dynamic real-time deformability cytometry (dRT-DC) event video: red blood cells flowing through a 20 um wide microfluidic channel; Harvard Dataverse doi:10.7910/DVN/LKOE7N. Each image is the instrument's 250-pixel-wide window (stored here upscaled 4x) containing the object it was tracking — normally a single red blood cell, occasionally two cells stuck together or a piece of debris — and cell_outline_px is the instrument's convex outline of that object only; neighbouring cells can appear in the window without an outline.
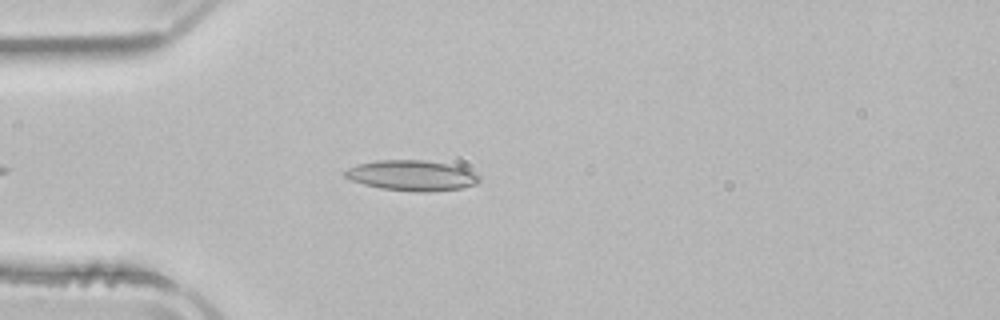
{"species": "common noctule bat (a hibernating species)", "species_latin": "Nyctalus noctula", "temperature_condition": "room temperature", "stored_images_in_passage": 35, "camera_frame_rate_fps": 3000, "um_per_image_px": 0.085, "animal": {"sex": "male", "body_mass_g": 21.5, "forearm_length_mm": 52.0}, "frame": {"image": 1, "passage_image": 7, "time_ms": 2.0, "image_size_px": [1000, 320], "cell_outline_px": [[480, 180], [476, 184], [460, 188], [432, 192], [420, 192], [380, 188], [364, 184], [352, 180], [344, 176], [344, 172], [348, 168], [356, 164], [376, 160], [424, 160], [464, 168], [480, 176]], "centroid_in_image_um": [34.98, 14.92], "position_along_channel_um": 50.0, "area_um2": 23.64}}
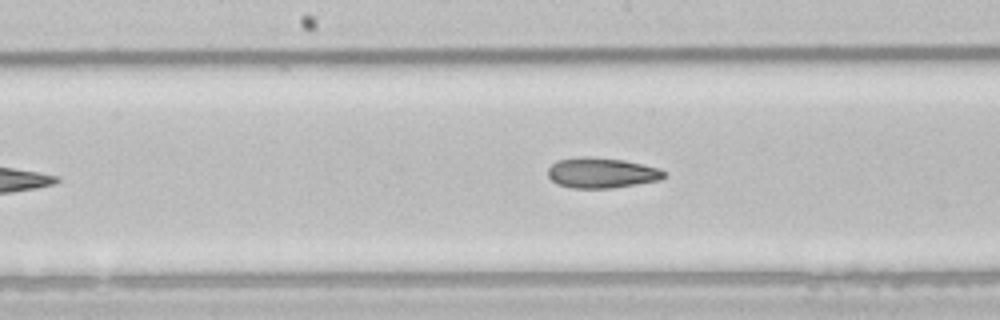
{"frame": {"image": 2, "passage_image": 19, "time_ms": 6.0, "image_size_px": [1000, 320], "cell_outline_px": [[668, 176], [660, 180], [612, 188], [572, 188], [556, 184], [548, 176], [548, 168], [556, 160], [580, 156], [588, 156], [624, 160], [660, 168], [668, 172]], "centroid_in_image_um": [51.16, 14.69], "position_along_channel_um": 197.0, "area_um2": 20.87}}
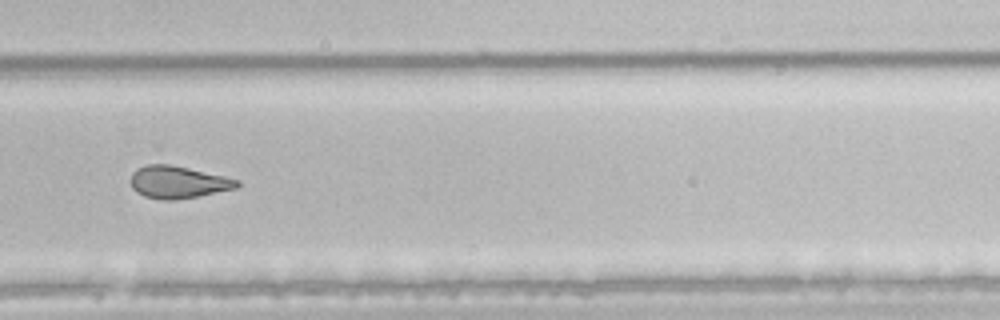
{"frame": {"image": 3, "passage_image": 28, "time_ms": 9.0, "image_size_px": [1000, 320], "cell_outline_px": [[240, 184], [236, 188], [196, 196], [172, 200], [164, 200], [144, 196], [136, 192], [132, 188], [132, 172], [136, 168], [148, 164], [168, 164], [188, 168], [224, 176], [240, 180]], "centroid_in_image_um": [15.11, 15.47], "position_along_channel_um": 314.7, "area_um2": 19.77}, "authors_computed_cell_mechanics": {"area_um2": 21.0392, "velocity_mm_per_s": 3.9488, "shape_relaxation_time_tau1_ms": null, "shape_relaxation_time_tau2_ms": 2.3285, "deformation_change_tau1": null, "deformation_change_tau2": 0.096}}